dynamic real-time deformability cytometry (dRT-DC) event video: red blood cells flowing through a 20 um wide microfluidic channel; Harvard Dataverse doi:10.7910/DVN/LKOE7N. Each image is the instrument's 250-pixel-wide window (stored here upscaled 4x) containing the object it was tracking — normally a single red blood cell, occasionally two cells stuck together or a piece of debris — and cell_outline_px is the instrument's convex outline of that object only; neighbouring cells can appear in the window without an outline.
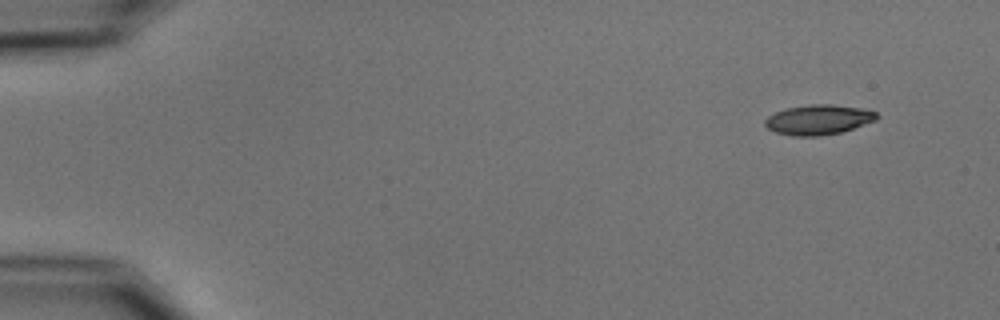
{"species": "common noctule bat (a hibernating species)", "species_latin": "Nyctalus noctula", "temperature_condition": "cold", "stored_images_in_passage": 4, "camera_frame_rate_fps": 3000, "um_per_image_px": 0.085, "animal": {"sex": "male", "body_mass_g": 15.6}, "frame": {"image": 1, "passage_image": 1, "time_ms": 0.0, "image_size_px": [1000, 320], "cell_outline_px": [[880, 116], [876, 120], [840, 132], [820, 136], [792, 136], [776, 132], [768, 128], [764, 124], [764, 120], [768, 116], [776, 112], [788, 108], [812, 104], [832, 104], [860, 108], [876, 112]], "centroid_in_image_um": [69.56, 10.17], "position_along_channel_um": 15.4, "area_um2": 19.31}}
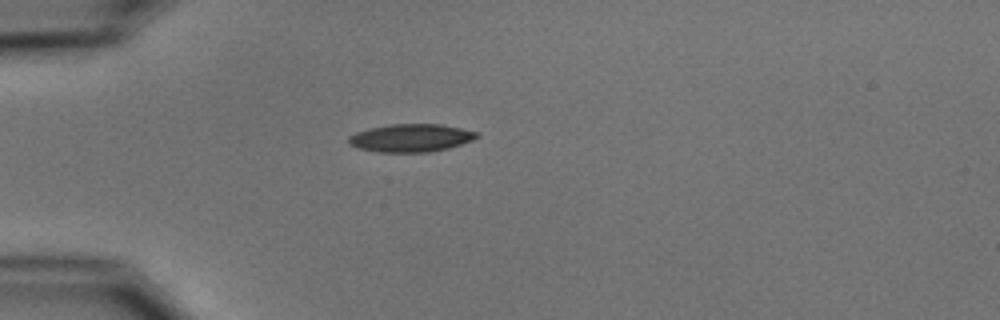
{"frame": {"image": 2, "passage_image": 4, "time_ms": 3.667, "image_size_px": [1000, 320], "cell_outline_px": [[480, 136], [472, 140], [448, 148], [432, 152], [380, 152], [360, 148], [348, 144], [348, 136], [356, 132], [368, 128], [392, 124], [440, 124], [480, 132]], "centroid_in_image_um": [34.93, 11.72], "position_along_channel_um": 50.1, "area_um2": 20.87}}